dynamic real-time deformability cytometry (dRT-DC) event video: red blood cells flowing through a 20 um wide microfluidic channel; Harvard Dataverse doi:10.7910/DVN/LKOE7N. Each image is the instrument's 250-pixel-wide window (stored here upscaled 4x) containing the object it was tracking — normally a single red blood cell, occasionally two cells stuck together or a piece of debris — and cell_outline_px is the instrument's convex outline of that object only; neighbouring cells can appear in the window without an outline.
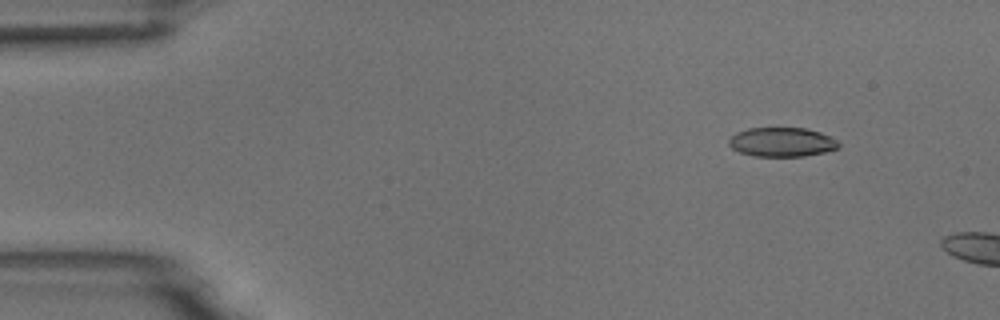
{"species": "common noctule bat (a hibernating species)", "species_latin": "Nyctalus noctula", "temperature_condition": "room temperature", "stored_images_in_passage": 3, "camera_frame_rate_fps": 3000, "um_per_image_px": 0.085, "animal": {"sex": "male", "body_mass_g": 18.8}, "frame": {"image": 1, "passage_image": 2, "time_ms": 0.333, "image_size_px": [1000, 320], "cell_outline_px": [[840, 148], [824, 152], [804, 156], [756, 156], [740, 152], [732, 148], [728, 144], [728, 140], [736, 132], [748, 128], [804, 128], [820, 132], [836, 140], [840, 144]], "centroid_in_image_um": [66.45, 12.07], "position_along_channel_um": 18.5, "area_um2": 18.61}}